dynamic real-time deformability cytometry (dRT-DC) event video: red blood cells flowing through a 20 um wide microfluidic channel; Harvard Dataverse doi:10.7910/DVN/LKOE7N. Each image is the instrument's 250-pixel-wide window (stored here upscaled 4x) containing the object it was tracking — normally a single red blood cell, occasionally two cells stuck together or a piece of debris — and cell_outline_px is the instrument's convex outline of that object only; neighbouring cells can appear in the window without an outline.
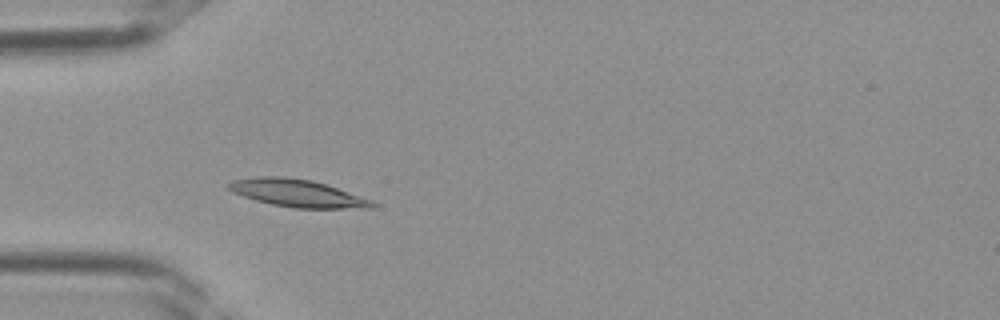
{"species": "Egyptian fruit bat (a non-hibernating species)", "species_latin": "Rousettus aegyptiacus", "temperature_condition": "room temperature", "stored_images_in_passage": 10, "camera_frame_rate_fps": 3000, "um_per_image_px": 0.085, "frame": {"image": 1, "passage_image": 1, "time_ms": 0.0, "image_size_px": [1000, 320], "cell_outline_px": [[376, 208], [292, 208], [272, 204], [256, 200], [232, 192], [224, 184], [232, 180], [256, 176], [284, 176], [312, 180], [372, 200], [376, 204]], "centroid_in_image_um": [25.22, 16.41], "position_along_channel_um": 59.8, "area_um2": 23.0}}
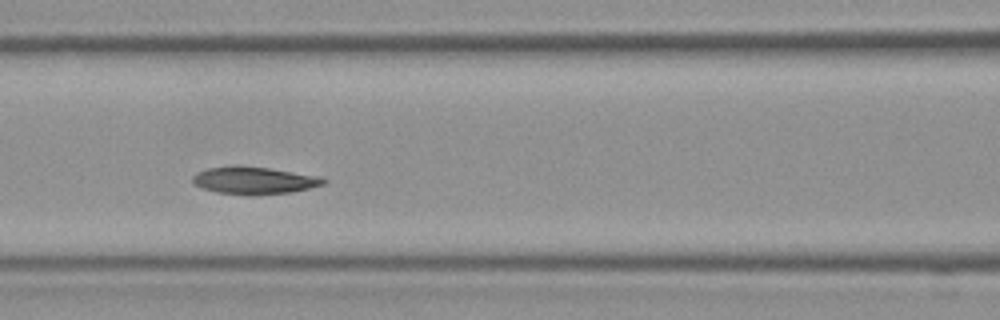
{"frame": {"image": 2, "passage_image": 6, "time_ms": 1.667, "image_size_px": [1000, 320], "cell_outline_px": [[328, 180], [324, 184], [292, 192], [256, 196], [248, 196], [216, 192], [200, 188], [192, 184], [192, 176], [196, 172], [208, 168], [236, 164], [240, 164], [268, 168], [320, 176]], "centroid_in_image_um": [21.54, 15.34], "position_along_channel_um": 145.1, "area_um2": 21.5}}
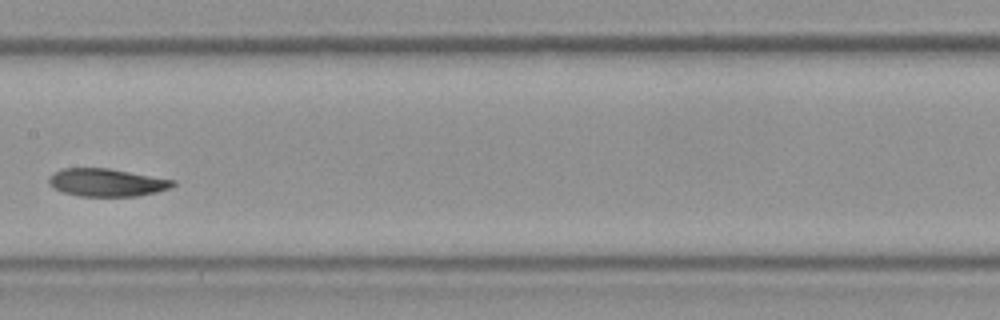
{"frame": {"image": 3, "passage_image": 9, "time_ms": 2.667, "image_size_px": [1000, 320], "cell_outline_px": [[176, 184], [172, 188], [156, 192], [136, 196], [80, 196], [64, 192], [52, 188], [48, 184], [48, 176], [52, 172], [60, 168], [108, 168], [176, 180]], "centroid_in_image_um": [9.05, 15.5], "position_along_channel_um": 198.4, "area_um2": 20.35}}